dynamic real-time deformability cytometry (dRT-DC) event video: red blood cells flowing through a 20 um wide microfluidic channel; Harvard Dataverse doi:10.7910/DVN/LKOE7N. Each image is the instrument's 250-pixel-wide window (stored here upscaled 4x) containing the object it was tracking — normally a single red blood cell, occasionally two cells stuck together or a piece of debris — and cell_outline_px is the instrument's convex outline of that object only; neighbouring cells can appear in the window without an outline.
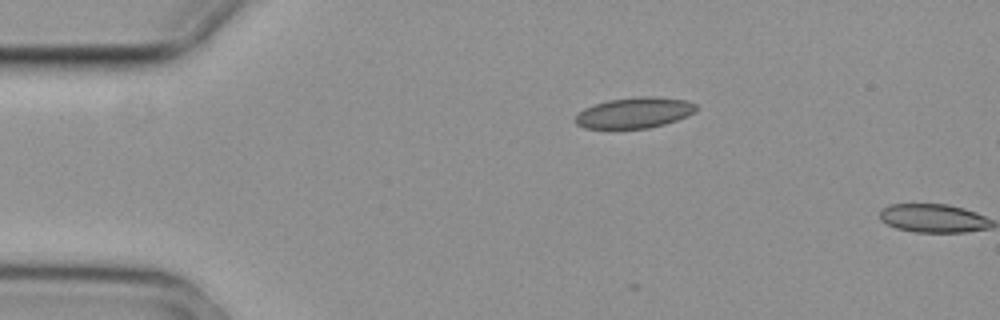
{"species": "common noctule bat (a hibernating species)", "species_latin": "Nyctalus noctula", "temperature_condition": "cold", "stored_images_in_passage": 5, "camera_frame_rate_fps": 3000, "um_per_image_px": 0.085, "animal": {"sex": "female", "body_mass_g": 29.2, "forearm_length_mm": 56.3}, "frame": {"image": 1, "passage_image": 5, "time_ms": 1.333, "image_size_px": [1000, 320], "cell_outline_px": [[696, 112], [688, 116], [664, 124], [648, 128], [584, 128], [576, 124], [572, 120], [584, 108], [608, 100], [640, 96], [656, 96], [684, 100], [696, 104]], "centroid_in_image_um": [53.92, 9.58], "position_along_channel_um": 31.1, "area_um2": 21.62}}